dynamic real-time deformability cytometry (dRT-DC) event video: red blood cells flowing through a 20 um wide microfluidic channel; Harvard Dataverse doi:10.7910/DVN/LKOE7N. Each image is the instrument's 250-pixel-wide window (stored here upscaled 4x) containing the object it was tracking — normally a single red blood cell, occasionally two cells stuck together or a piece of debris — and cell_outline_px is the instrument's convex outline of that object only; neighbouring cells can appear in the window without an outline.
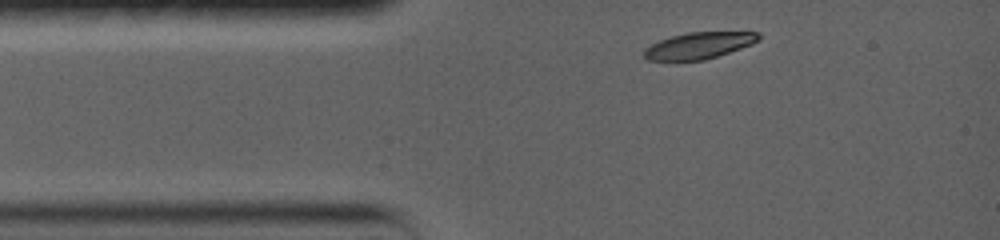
{"species": "common noctule bat (a hibernating species)", "species_latin": "Nyctalus noctula", "temperature_condition": "warm", "stored_images_in_passage": 2, "camera_frame_rate_fps": 5000, "um_per_image_px": 0.085, "animal": {"sex": "female", "body_mass_g": 19.0, "forearm_length_mm": 56.7}, "frame": {"image": 1, "passage_image": 1, "time_ms": 0.0, "image_size_px": [1000, 240], "cell_outline_px": [[760, 40], [752, 44], [704, 60], [648, 60], [644, 56], [644, 48], [660, 40], [672, 36], [688, 32], [760, 32]], "centroid_in_image_um": [59.42, 3.86], "position_along_channel_um": 25.6, "area_um2": 17.46}}